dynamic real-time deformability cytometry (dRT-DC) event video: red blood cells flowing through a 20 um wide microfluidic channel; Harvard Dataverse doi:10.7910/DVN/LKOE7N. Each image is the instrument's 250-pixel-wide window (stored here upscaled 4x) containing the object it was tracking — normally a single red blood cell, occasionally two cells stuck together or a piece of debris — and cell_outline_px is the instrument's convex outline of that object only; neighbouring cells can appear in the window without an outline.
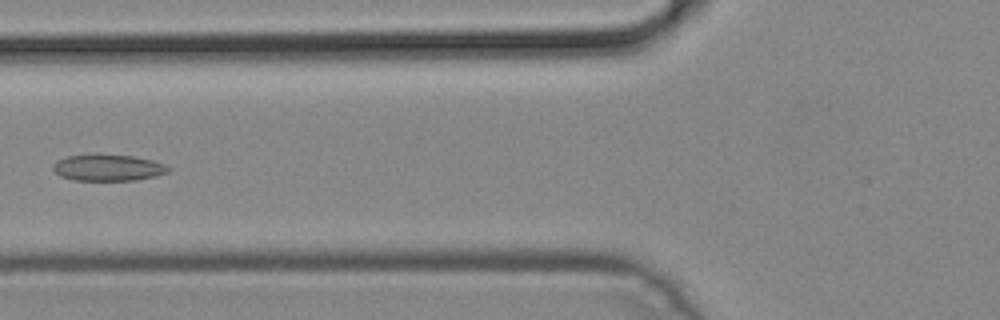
{"species": "common noctule bat (a hibernating species)", "species_latin": "Nyctalus noctula", "temperature_condition": "cold", "stored_images_in_passage": 4, "camera_frame_rate_fps": 3000, "um_per_image_px": 0.085, "animal": {"sex": "male", "body_mass_g": 19.2, "forearm_length_mm": 51.8}, "frame": {"image": 1, "passage_image": 3, "time_ms": 0.667, "image_size_px": [1000, 320], "cell_outline_px": [[172, 168], [168, 172], [156, 176], [136, 180], [72, 180], [60, 176], [52, 168], [56, 160], [68, 156], [132, 156], [152, 160], [164, 164]], "centroid_in_image_um": [9.21, 14.28], "position_along_channel_um": 116.6, "area_um2": 17.28}}
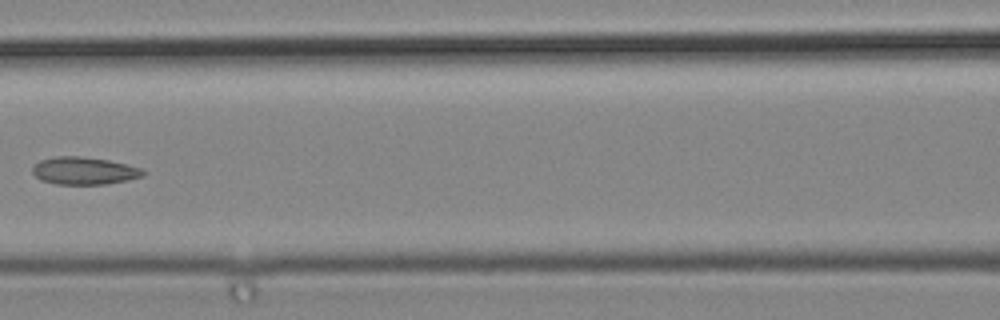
{"frame": {"image": 2, "passage_image": 4, "time_ms": 1.0, "image_size_px": [1000, 320], "cell_outline_px": [[144, 176], [128, 180], [108, 184], [56, 184], [40, 180], [32, 172], [32, 164], [40, 160], [56, 156], [80, 156], [108, 160], [128, 164], [140, 168], [144, 172]], "centroid_in_image_um": [7.12, 14.51], "position_along_channel_um": 159.5, "area_um2": 17.86}}